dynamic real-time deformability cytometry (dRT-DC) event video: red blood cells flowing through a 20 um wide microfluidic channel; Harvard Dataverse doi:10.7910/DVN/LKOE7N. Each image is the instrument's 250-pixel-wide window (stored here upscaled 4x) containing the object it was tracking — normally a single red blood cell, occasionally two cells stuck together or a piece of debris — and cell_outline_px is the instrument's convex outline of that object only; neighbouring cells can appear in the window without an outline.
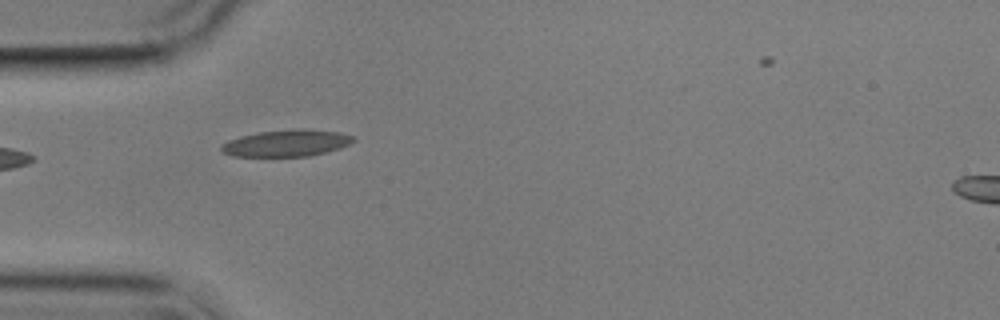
{"species": "common noctule bat (a hibernating species)", "species_latin": "Nyctalus noctula", "temperature_condition": "cold", "stored_images_in_passage": 3, "camera_frame_rate_fps": 3000, "um_per_image_px": 0.085, "animal": {"sex": "male", "body_mass_g": 17.9}, "frame": {"image": 1, "passage_image": 2, "time_ms": 2.333, "image_size_px": [1000, 320], "cell_outline_px": [[356, 140], [340, 148], [308, 156], [232, 156], [220, 152], [220, 144], [228, 140], [240, 136], [260, 132], [296, 128], [304, 128], [340, 132], [352, 136]], "centroid_in_image_um": [24.31, 12.16], "position_along_channel_um": 60.7, "area_um2": 20.63}}
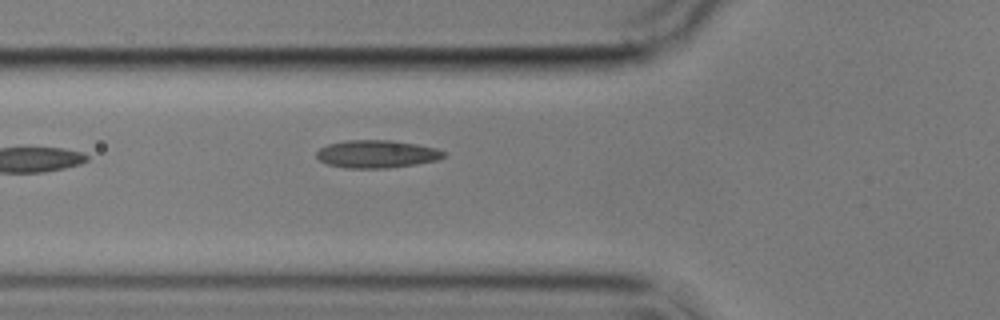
{"frame": {"image": 2, "passage_image": 3, "time_ms": 3.333, "image_size_px": [1000, 320], "cell_outline_px": [[444, 156], [436, 160], [416, 164], [388, 168], [348, 168], [328, 164], [320, 160], [316, 156], [316, 152], [320, 148], [328, 144], [344, 140], [392, 140], [416, 144], [436, 148], [444, 152]], "centroid_in_image_um": [32.0, 13.08], "position_along_channel_um": 93.8, "area_um2": 20.46}}